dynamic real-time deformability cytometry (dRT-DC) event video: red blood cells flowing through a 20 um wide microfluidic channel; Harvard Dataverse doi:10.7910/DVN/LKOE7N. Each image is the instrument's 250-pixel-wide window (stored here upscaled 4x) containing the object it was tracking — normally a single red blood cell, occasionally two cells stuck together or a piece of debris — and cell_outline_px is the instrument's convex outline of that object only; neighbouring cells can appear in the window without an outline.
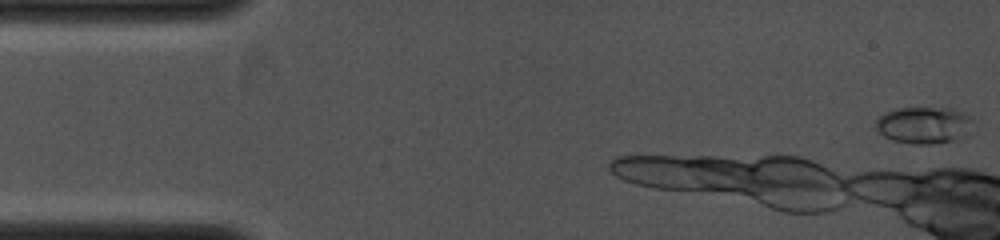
{"species": "common noctule bat (a hibernating species)", "species_latin": "Nyctalus noctula", "temperature_condition": "cold", "stored_images_in_passage": 6, "camera_frame_rate_fps": 4000, "um_per_image_px": 0.085, "animal": {"sex": "female", "body_mass_g": 19.0, "forearm_length_mm": 53.3}, "frame": {"image": 1, "passage_image": 1, "time_ms": 0.0, "image_size_px": [1000, 240], "cell_outline_px": [[972, 120], [968, 136], [936, 144], [912, 144], [892, 140], [884, 136], [876, 128], [876, 120], [884, 112], [896, 108], [952, 108], [964, 112]], "centroid_in_image_um": [78.53, 10.64], "position_along_channel_um": 6.5, "area_um2": 20.98}}